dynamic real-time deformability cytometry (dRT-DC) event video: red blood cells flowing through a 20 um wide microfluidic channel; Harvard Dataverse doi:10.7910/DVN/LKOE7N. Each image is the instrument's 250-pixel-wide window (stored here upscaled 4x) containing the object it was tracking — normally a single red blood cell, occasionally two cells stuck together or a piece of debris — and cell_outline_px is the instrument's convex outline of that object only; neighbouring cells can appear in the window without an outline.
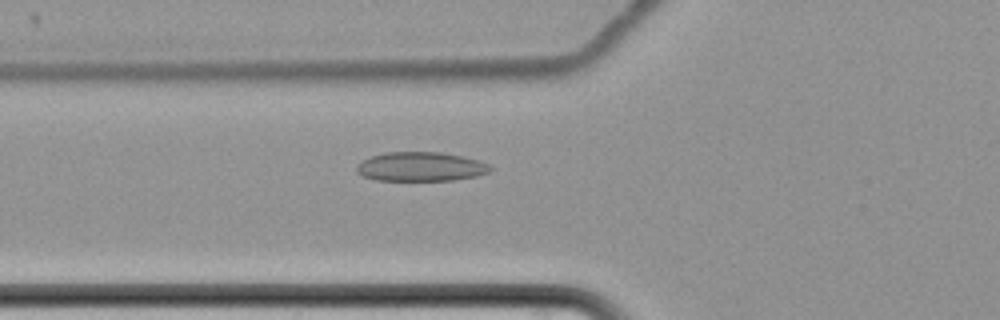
{"species": "common noctule bat (a hibernating species)", "species_latin": "Nyctalus noctula", "temperature_condition": "cold", "stored_images_in_passage": 62, "camera_frame_rate_fps": 3000, "um_per_image_px": 0.085, "animal": {"sex": "female", "body_mass_g": 22.7, "forearm_length_mm": 54.2}, "frame": {"image": 1, "passage_image": 25, "time_ms": 8.0, "image_size_px": [1000, 320], "cell_outline_px": [[492, 168], [488, 172], [476, 176], [456, 180], [376, 180], [364, 176], [356, 172], [356, 168], [364, 160], [372, 156], [384, 152], [440, 152], [460, 156], [476, 160], [488, 164]], "centroid_in_image_um": [35.76, 14.17], "position_along_channel_um": 90.0, "area_um2": 22.43}}
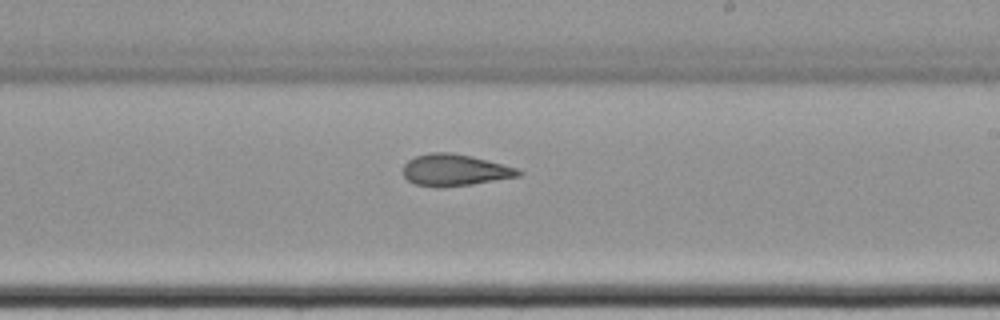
{"frame": {"image": 2, "passage_image": 39, "time_ms": 12.667, "image_size_px": [1000, 320], "cell_outline_px": [[524, 172], [520, 176], [472, 184], [444, 188], [436, 188], [416, 184], [408, 180], [404, 176], [404, 164], [408, 160], [416, 156], [428, 152], [448, 152], [472, 156], [516, 168]], "centroid_in_image_um": [38.64, 14.46], "position_along_channel_um": 250.4, "area_um2": 21.33}}
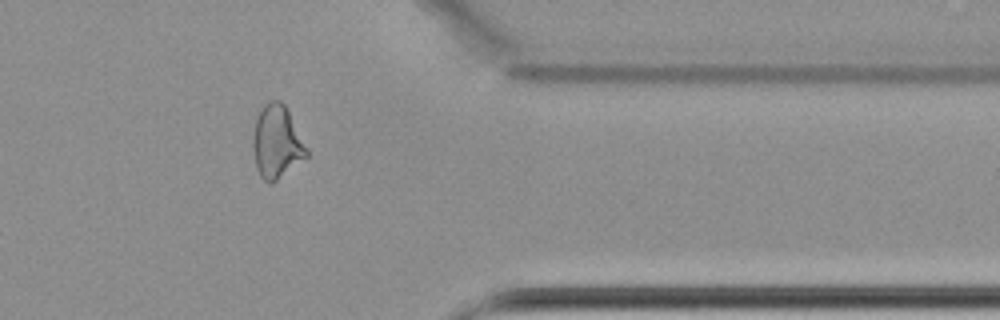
{"frame": {"image": 3, "passage_image": 52, "time_ms": 17.0, "image_size_px": [1000, 320], "cell_outline_px": [[308, 156], [272, 184], [268, 184], [260, 176], [256, 168], [252, 148], [252, 136], [256, 120], [264, 104], [268, 100], [280, 100], [284, 104], [308, 148]], "centroid_in_image_um": [23.51, 12.09], "position_along_channel_um": 387.9, "area_um2": 22.89}, "authors_computed_cell_mechanics": {"area_um2": 23.8136, "velocity_mm_per_s": 3.4339, "shape_relaxation_time_tau1_ms": null, "shape_relaxation_time_tau2_ms": 3.7141, "deformation_change_tau1": null, "deformation_change_tau2": 0.1212}}